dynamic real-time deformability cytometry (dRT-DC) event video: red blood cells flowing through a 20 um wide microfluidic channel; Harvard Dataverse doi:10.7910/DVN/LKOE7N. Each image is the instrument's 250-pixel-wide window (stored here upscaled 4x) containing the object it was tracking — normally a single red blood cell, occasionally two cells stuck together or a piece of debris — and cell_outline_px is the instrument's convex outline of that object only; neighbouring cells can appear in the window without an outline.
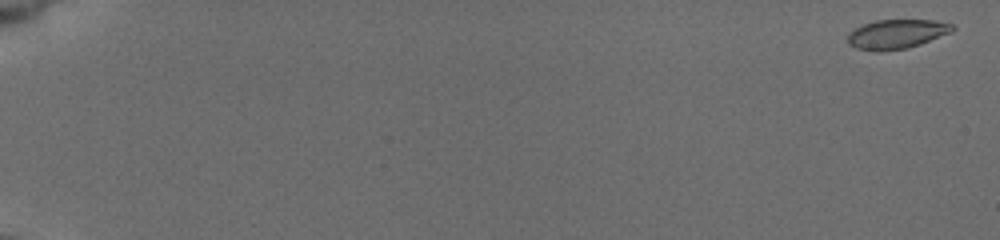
{"species": "common noctule bat (a hibernating species)", "species_latin": "Nyctalus noctula", "temperature_condition": "cold", "stored_images_in_passage": 56, "camera_frame_rate_fps": 3000, "um_per_image_px": 0.085, "animal": {"sex": "female", "body_mass_g": 19.5, "forearm_length_mm": 54.1}, "frame": {"image": 1, "passage_image": 1, "time_ms": 0.0, "image_size_px": [1000, 240], "cell_outline_px": [[956, 28], [952, 32], [920, 44], [908, 48], [876, 52], [872, 52], [856, 48], [848, 44], [848, 32], [864, 24], [876, 20], [932, 20], [952, 24]], "centroid_in_image_um": [76.2, 2.91], "position_along_channel_um": 8.8, "area_um2": 17.98}}
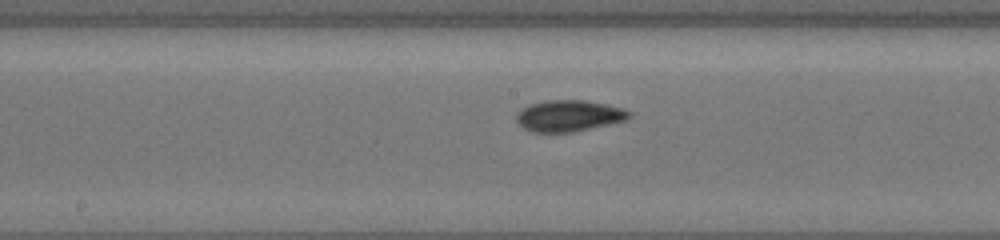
{"frame": {"image": 2, "passage_image": 32, "time_ms": 10.333, "image_size_px": [1000, 240], "cell_outline_px": [[632, 116], [624, 120], [572, 132], [532, 132], [524, 128], [516, 120], [516, 116], [528, 104], [544, 100], [584, 100], [624, 108], [632, 112]], "centroid_in_image_um": [48.35, 9.83], "position_along_channel_um": 199.8, "area_um2": 20.35}}
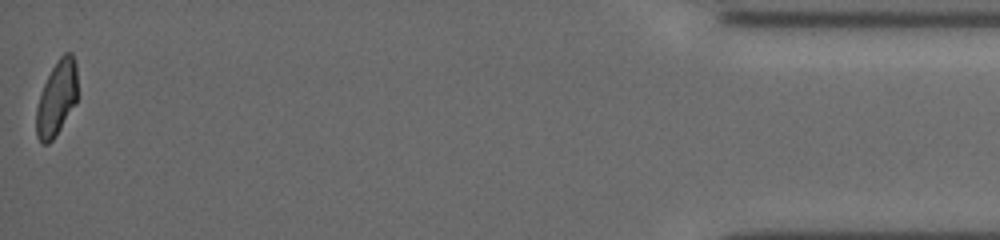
{"frame": {"image": 3, "passage_image": 56, "time_ms": 18.333, "image_size_px": [1000, 240], "cell_outline_px": [[76, 104], [52, 140], [48, 144], [44, 144], [36, 136], [36, 108], [40, 92], [52, 68], [60, 56], [64, 52], [72, 52], [76, 64]], "centroid_in_image_um": [4.81, 8.34], "position_along_channel_um": 430.4, "area_um2": 17.86}, "authors_computed_cell_mechanics": {"area_um2": 19.1029, "velocity_mm_per_s": 3.8317, "shape_relaxation_time_tau1_ms": 4.0211, "shape_relaxation_time_tau2_ms": 2.0577, "deformation_change_tau1": 0.1492, "deformation_change_tau2": 0.0662}}